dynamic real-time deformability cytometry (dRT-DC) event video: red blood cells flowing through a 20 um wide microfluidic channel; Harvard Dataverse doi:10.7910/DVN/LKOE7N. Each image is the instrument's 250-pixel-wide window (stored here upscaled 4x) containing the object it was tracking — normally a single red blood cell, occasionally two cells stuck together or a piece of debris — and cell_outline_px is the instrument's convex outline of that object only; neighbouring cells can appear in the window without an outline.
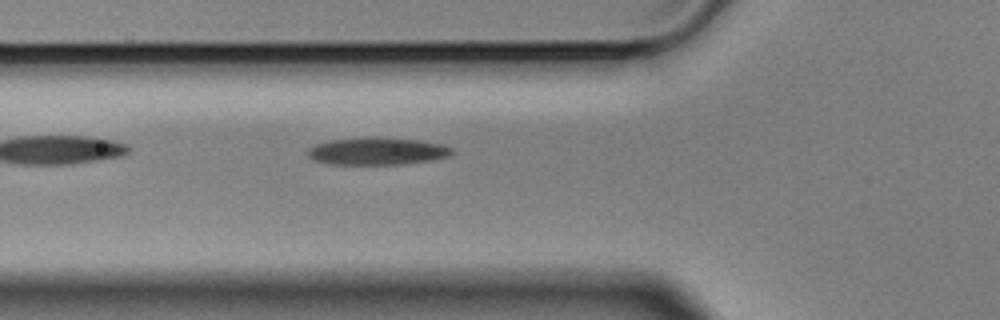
{"species": "Egyptian fruit bat (a non-hibernating species)", "species_latin": "Rousettus aegyptiacus", "temperature_condition": "cold", "stored_images_in_passage": 6, "camera_frame_rate_fps": 3000, "um_per_image_px": 0.085, "animal": {"sex": "male"}, "frame": {"image": 1, "passage_image": 6, "time_ms": 1.667, "image_size_px": [1000, 320], "cell_outline_px": [[456, 152], [448, 156], [432, 160], [404, 164], [328, 164], [312, 160], [308, 156], [308, 148], [316, 144], [328, 140], [364, 136], [376, 136], [420, 140], [444, 144], [452, 148]], "centroid_in_image_um": [32.07, 12.83], "position_along_channel_um": 93.7, "area_um2": 23.58}}